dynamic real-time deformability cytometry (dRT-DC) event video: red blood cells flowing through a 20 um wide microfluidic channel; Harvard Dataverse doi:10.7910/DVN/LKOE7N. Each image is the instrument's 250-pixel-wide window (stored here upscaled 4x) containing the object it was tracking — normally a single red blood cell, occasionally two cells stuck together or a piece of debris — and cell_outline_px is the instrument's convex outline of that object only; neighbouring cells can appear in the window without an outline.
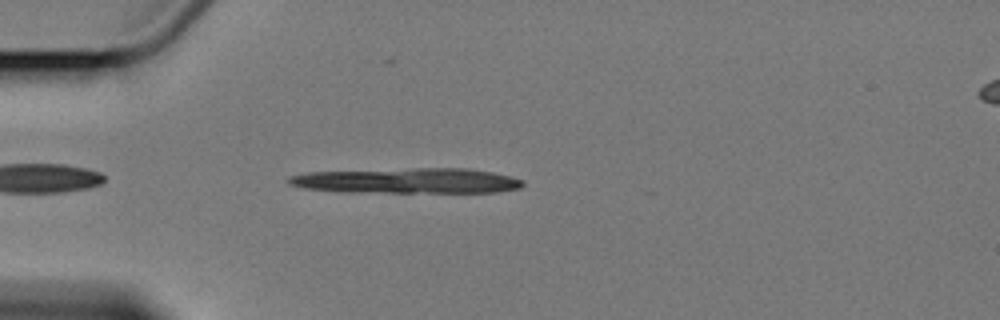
{"species": "Egyptian fruit bat (a non-hibernating species)", "species_latin": "Rousettus aegyptiacus", "temperature_condition": "cold", "stored_images_in_passage": 4, "camera_frame_rate_fps": 3000, "um_per_image_px": 0.085, "animal": {"sex": "female"}, "frame": {"image": 1, "passage_image": 4, "time_ms": 3.667, "image_size_px": [1000, 320], "cell_outline_px": [[524, 184], [520, 188], [496, 192], [344, 192], [304, 188], [288, 184], [284, 180], [288, 176], [308, 172], [412, 168], [468, 168], [492, 172], [524, 180]], "centroid_in_image_um": [34.58, 15.36], "position_along_channel_um": 50.4, "area_um2": 34.68}}